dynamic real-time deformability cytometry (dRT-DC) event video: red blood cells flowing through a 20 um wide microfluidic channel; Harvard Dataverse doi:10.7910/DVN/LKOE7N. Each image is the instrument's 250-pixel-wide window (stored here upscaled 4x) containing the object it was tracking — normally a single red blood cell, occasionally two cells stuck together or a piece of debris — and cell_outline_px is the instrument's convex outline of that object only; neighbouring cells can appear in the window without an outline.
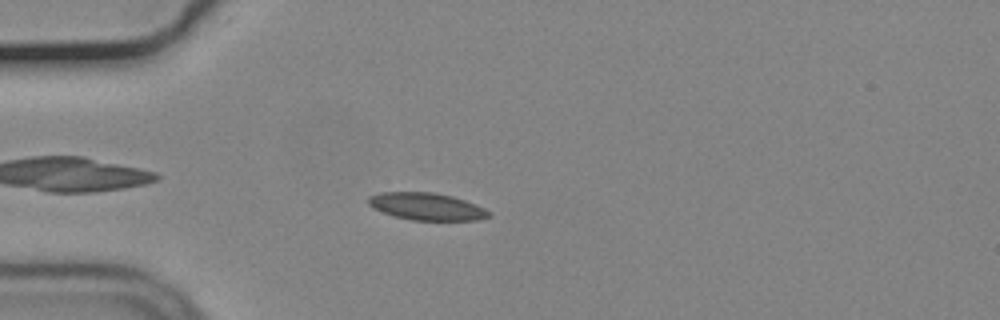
{"species": "common noctule bat (a hibernating species)", "species_latin": "Nyctalus noctula", "temperature_condition": "cold", "stored_images_in_passage": 50, "camera_frame_rate_fps": 3000, "um_per_image_px": 0.085, "animal": {"sex": "male", "body_mass_g": 19.2, "forearm_length_mm": 51.8}, "frame": {"image": 1, "passage_image": 10, "time_ms": 3.0, "image_size_px": [1000, 320], "cell_outline_px": [[492, 216], [476, 220], [412, 220], [396, 216], [372, 208], [368, 204], [368, 196], [380, 192], [432, 192], [452, 196], [476, 204], [492, 212]], "centroid_in_image_um": [36.28, 17.55], "position_along_channel_um": 48.7, "area_um2": 19.13}}
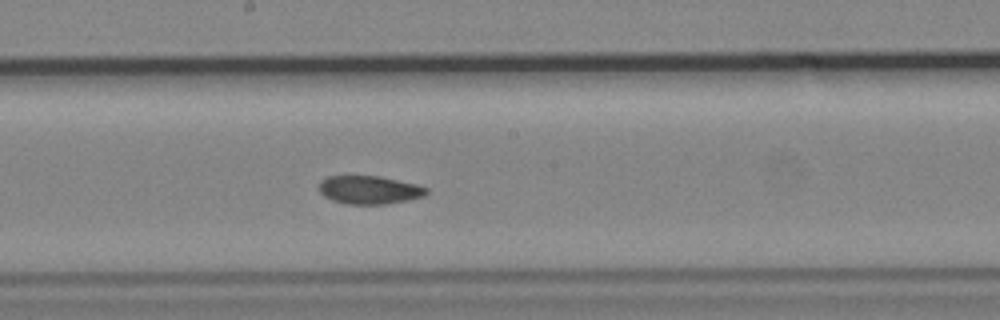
{"frame": {"image": 2, "passage_image": 25, "time_ms": 8.0, "image_size_px": [1000, 320], "cell_outline_px": [[428, 192], [424, 196], [408, 200], [384, 204], [348, 204], [332, 200], [324, 196], [316, 188], [320, 180], [328, 176], [380, 176], [416, 184], [428, 188]], "centroid_in_image_um": [31.36, 16.13], "position_along_channel_um": 216.8, "area_um2": 17.8}}
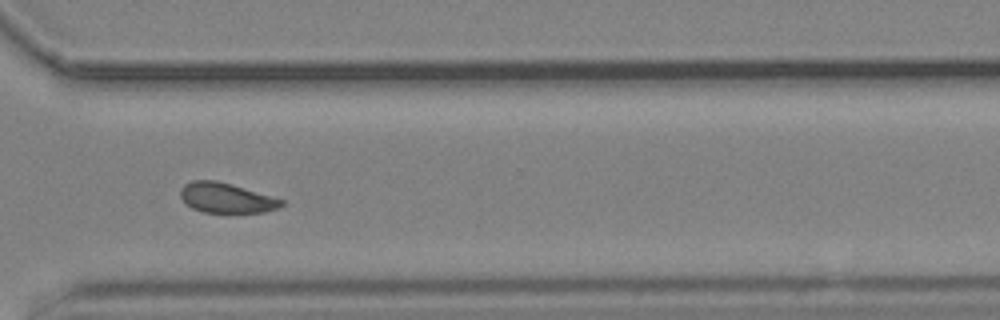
{"frame": {"image": 3, "passage_image": 36, "time_ms": 11.667, "image_size_px": [1000, 320], "cell_outline_px": [[284, 204], [276, 208], [264, 212], [204, 212], [192, 208], [180, 196], [180, 188], [184, 184], [192, 180], [216, 180], [232, 184], [284, 200]], "centroid_in_image_um": [19.21, 16.81], "position_along_channel_um": 351.4, "area_um2": 17.46}, "authors_computed_cell_mechanics": {"area_um2": 18.3515, "velocity_mm_per_s": 3.6717, "shape_relaxation_time_tau1_ms": 5.088, "shape_relaxation_time_tau2_ms": 3.391, "deformation_change_tau1": 0.1187, "deformation_change_tau2": 0.066}}